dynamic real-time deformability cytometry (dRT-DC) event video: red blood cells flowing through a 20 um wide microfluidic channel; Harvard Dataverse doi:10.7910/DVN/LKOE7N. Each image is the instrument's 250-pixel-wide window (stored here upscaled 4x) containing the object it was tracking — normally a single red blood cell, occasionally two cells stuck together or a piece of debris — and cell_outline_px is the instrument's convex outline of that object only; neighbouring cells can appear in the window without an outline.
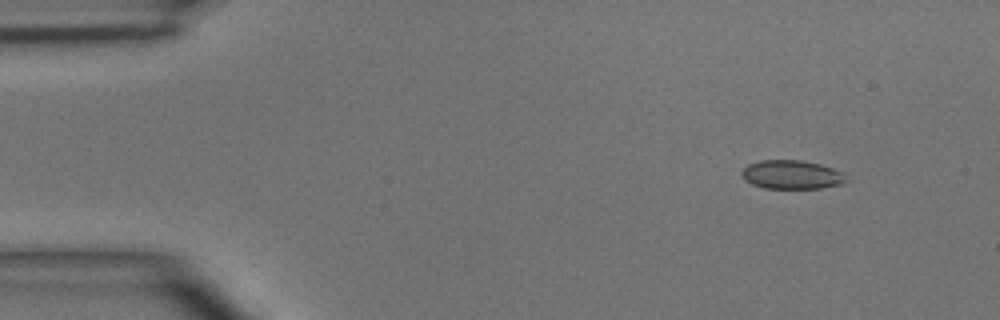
{"species": "common noctule bat (a hibernating species)", "species_latin": "Nyctalus noctula", "temperature_condition": "room temperature", "stored_images_in_passage": 4, "camera_frame_rate_fps": 3000, "um_per_image_px": 0.085, "animal": {"sex": "male", "body_mass_g": 15.6}, "frame": {"image": 1, "passage_image": 1, "time_ms": 0.0, "image_size_px": [1000, 320], "cell_outline_px": [[852, 180], [844, 184], [820, 188], [764, 188], [752, 184], [744, 180], [740, 172], [748, 164], [760, 160], [800, 160], [820, 164], [844, 172]], "centroid_in_image_um": [67.36, 14.85], "position_along_channel_um": 17.6, "area_um2": 17.86}}
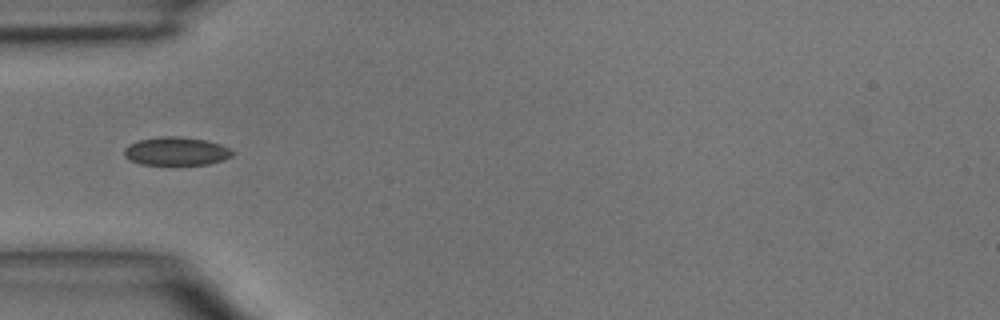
{"frame": {"image": 2, "passage_image": 4, "time_ms": 3.333, "image_size_px": [1000, 320], "cell_outline_px": [[236, 152], [232, 156], [224, 160], [208, 164], [140, 164], [128, 160], [124, 156], [124, 148], [128, 144], [140, 140], [160, 136], [176, 136], [204, 140], [220, 144]], "centroid_in_image_um": [14.96, 12.85], "position_along_channel_um": 70.0, "area_um2": 17.86}}